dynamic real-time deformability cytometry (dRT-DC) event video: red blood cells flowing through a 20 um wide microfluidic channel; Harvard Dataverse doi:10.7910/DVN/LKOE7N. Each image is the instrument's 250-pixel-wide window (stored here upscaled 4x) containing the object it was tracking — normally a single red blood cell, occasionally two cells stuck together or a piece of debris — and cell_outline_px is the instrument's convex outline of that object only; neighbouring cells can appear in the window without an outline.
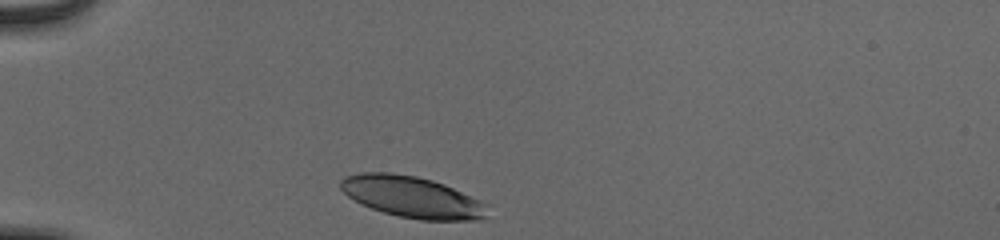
{"species": "human", "species_latin": "Homo sapiens", "temperature_condition": "cold", "stored_images_in_passage": 31, "camera_frame_rate_fps": 3000, "um_per_image_px": 0.085, "donor": {"sex": "male"}, "frame": {"image": 1, "passage_image": 1, "time_ms": 0.0, "image_size_px": [1000, 240], "cell_outline_px": [[492, 204], [488, 216], [476, 220], [420, 220], [400, 216], [384, 212], [372, 208], [348, 196], [340, 188], [340, 180], [344, 176], [360, 172], [388, 172], [416, 176], [432, 180], [444, 184]], "centroid_in_image_um": [35.12, 16.74], "position_along_channel_um": 49.9, "area_um2": 35.66}}
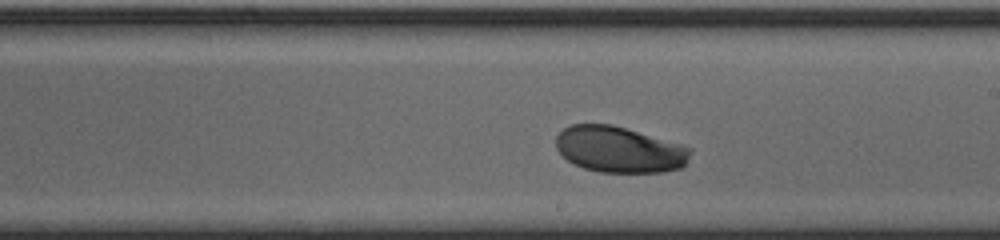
{"frame": {"image": 2, "passage_image": 18, "time_ms": 5.667, "image_size_px": [1000, 240], "cell_outline_px": [[692, 152], [688, 160], [680, 168], [664, 172], [600, 172], [584, 168], [568, 160], [556, 148], [556, 136], [564, 128], [572, 124], [612, 124], [680, 144], [692, 148]], "centroid_in_image_um": [52.65, 12.71], "position_along_channel_um": 236.4, "area_um2": 35.89}}
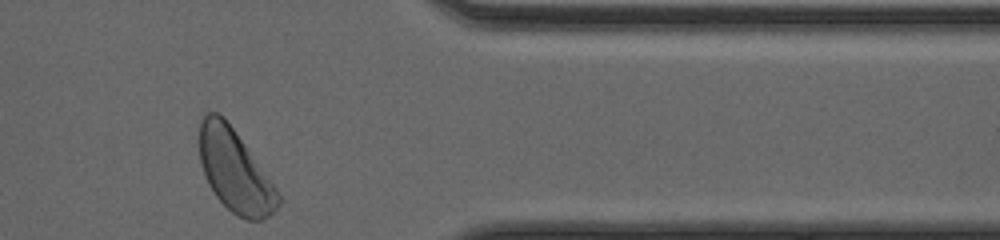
{"frame": {"image": 3, "passage_image": 31, "time_ms": 10.0, "image_size_px": [1000, 240], "cell_outline_px": [[280, 204], [268, 216], [260, 220], [248, 220], [236, 216], [216, 196], [208, 184], [204, 176], [200, 160], [200, 120], [208, 112], [216, 112], [224, 116], [272, 180], [280, 196]], "centroid_in_image_um": [19.97, 14.52], "position_along_channel_um": 391.4, "area_um2": 37.63}, "authors_computed_cell_mechanics": {"area_um2": 36.2984, "velocity_mm_per_s": 3.8237, "shape_relaxation_time_tau1_ms": 1.8183, "shape_relaxation_time_tau2_ms": null, "deformation_change_tau1": 0.1197, "deformation_change_tau2": null}}